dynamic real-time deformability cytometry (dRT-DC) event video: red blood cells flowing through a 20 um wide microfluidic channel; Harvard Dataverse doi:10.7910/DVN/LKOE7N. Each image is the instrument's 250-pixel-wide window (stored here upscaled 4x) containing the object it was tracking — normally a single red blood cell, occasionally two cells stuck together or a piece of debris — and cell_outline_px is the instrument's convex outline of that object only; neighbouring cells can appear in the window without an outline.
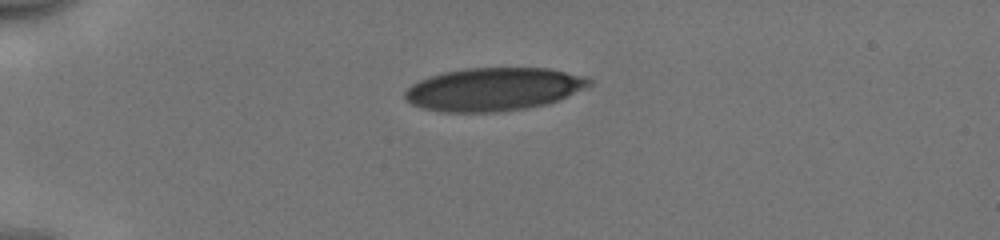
{"species": "human", "species_latin": "Homo sapiens", "temperature_condition": "cold", "stored_images_in_passage": 39, "camera_frame_rate_fps": 3000, "um_per_image_px": 0.085, "donor": {"sex": "male"}, "frame": {"image": 1, "passage_image": 1, "time_ms": 0.0, "image_size_px": [1000, 240], "cell_outline_px": [[592, 84], [560, 100], [548, 104], [528, 108], [500, 112], [444, 112], [420, 108], [412, 104], [404, 96], [404, 92], [412, 84], [420, 80], [444, 72], [464, 68], [548, 68], [584, 76], [592, 80]], "centroid_in_image_um": [41.97, 7.59], "position_along_channel_um": 43.0, "area_um2": 46.36}}
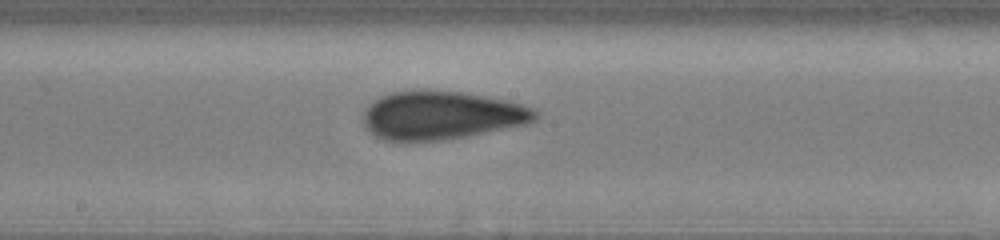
{"frame": {"image": 2, "passage_image": 17, "time_ms": 5.333, "image_size_px": [1000, 240], "cell_outline_px": [[540, 116], [536, 120], [528, 124], [468, 136], [444, 140], [384, 140], [376, 136], [364, 128], [364, 112], [380, 96], [392, 92], [460, 92], [508, 100], [532, 108], [540, 112]], "centroid_in_image_um": [37.6, 9.83], "position_along_channel_um": 210.6, "area_um2": 47.8}}
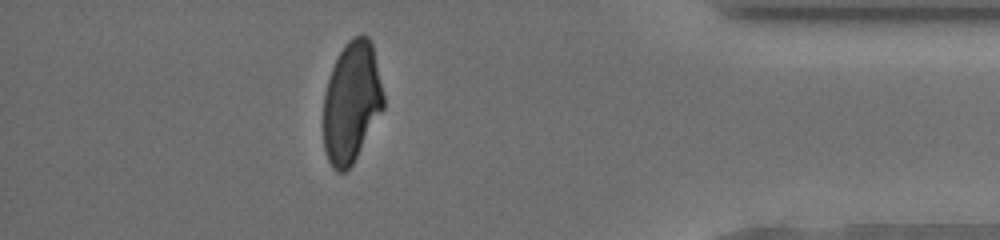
{"frame": {"image": 3, "passage_image": 34, "time_ms": 11.0, "image_size_px": [1000, 240], "cell_outline_px": [[384, 108], [352, 164], [344, 172], [336, 172], [332, 168], [328, 160], [324, 148], [324, 92], [332, 68], [344, 44], [352, 36], [368, 36], [372, 44], [384, 96]], "centroid_in_image_um": [29.87, 8.69], "position_along_channel_um": 405.3, "area_um2": 42.02}, "authors_computed_cell_mechanics": {"area_um2": 47.6272, "velocity_mm_per_s": 3.9762, "shape_relaxation_time_tau1_ms": null, "shape_relaxation_time_tau2_ms": 1.1632, "deformation_change_tau1": null, "deformation_change_tau2": 0.0716}}